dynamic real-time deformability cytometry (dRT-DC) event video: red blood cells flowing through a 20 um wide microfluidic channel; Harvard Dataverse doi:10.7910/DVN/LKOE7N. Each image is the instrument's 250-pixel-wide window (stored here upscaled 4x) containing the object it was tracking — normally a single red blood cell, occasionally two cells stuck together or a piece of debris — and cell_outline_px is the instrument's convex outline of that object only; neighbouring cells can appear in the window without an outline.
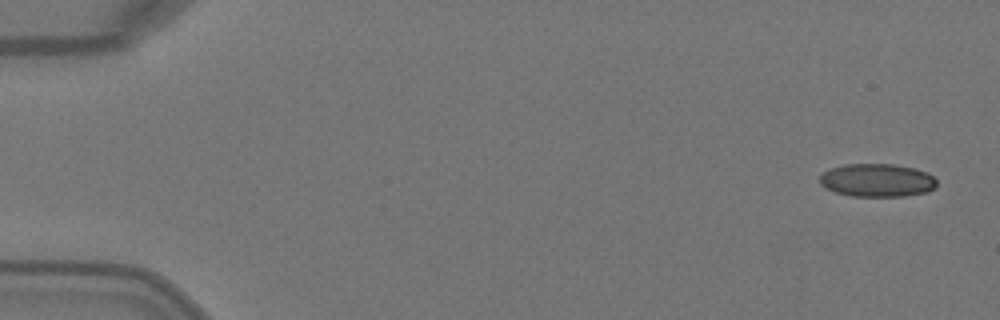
{"species": "Egyptian fruit bat (a non-hibernating species)", "species_latin": "Rousettus aegyptiacus", "temperature_condition": "warm", "stored_images_in_passage": 4, "camera_frame_rate_fps": 3000, "um_per_image_px": 0.085, "animal": {"sex": "female"}, "frame": {"image": 1, "passage_image": 1, "time_ms": 0.0, "image_size_px": [1000, 320], "cell_outline_px": [[936, 188], [928, 192], [904, 196], [852, 196], [836, 192], [820, 184], [820, 176], [828, 168], [844, 164], [892, 164], [916, 168], [928, 172], [936, 180]], "centroid_in_image_um": [74.58, 15.31], "position_along_channel_um": 10.4, "area_um2": 22.72}}
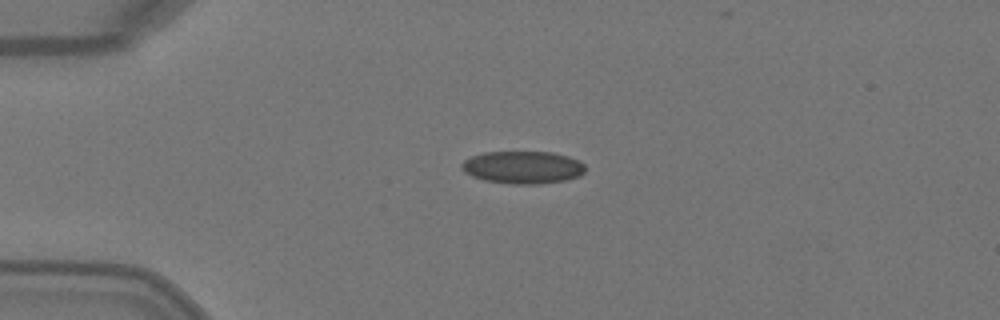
{"frame": {"image": 2, "passage_image": 4, "time_ms": 1.0, "image_size_px": [1000, 320], "cell_outline_px": [[584, 172], [580, 176], [564, 180], [536, 184], [512, 184], [484, 180], [472, 176], [464, 172], [460, 168], [460, 164], [464, 160], [472, 156], [484, 152], [552, 152], [568, 156], [580, 160], [584, 164]], "centroid_in_image_um": [44.42, 14.22], "position_along_channel_um": 40.6, "area_um2": 23.52}}